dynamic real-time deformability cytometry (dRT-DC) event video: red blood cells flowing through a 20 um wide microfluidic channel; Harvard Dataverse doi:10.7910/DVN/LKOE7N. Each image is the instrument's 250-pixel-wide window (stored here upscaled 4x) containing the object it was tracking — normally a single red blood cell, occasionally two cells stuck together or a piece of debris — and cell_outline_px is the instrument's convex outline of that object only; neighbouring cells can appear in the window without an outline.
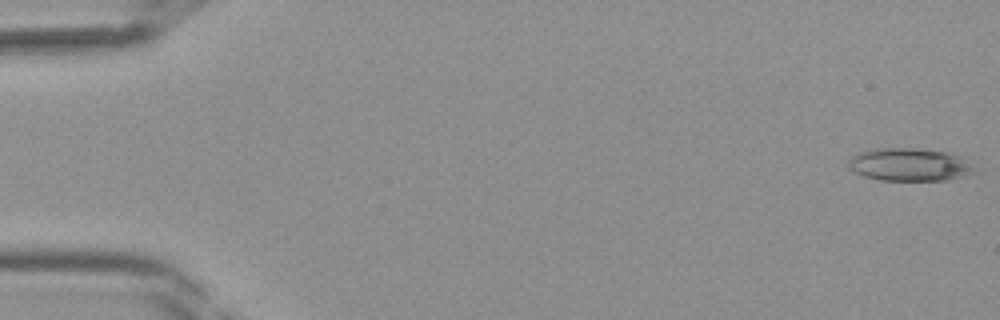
{"species": "Egyptian fruit bat (a non-hibernating species)", "species_latin": "Rousettus aegyptiacus", "temperature_condition": "room temperature", "stored_images_in_passage": 43, "camera_frame_rate_fps": 3000, "um_per_image_px": 0.085, "frame": {"image": 1, "passage_image": 1, "time_ms": 0.0, "image_size_px": [1000, 320], "cell_outline_px": [[976, 168], [972, 172], [964, 176], [944, 180], [880, 180], [864, 176], [848, 168], [848, 160], [852, 156], [860, 152], [876, 148], [916, 148], [948, 152], [964, 156]], "centroid_in_image_um": [77.33, 13.98], "position_along_channel_um": 7.7, "area_um2": 24.28}}
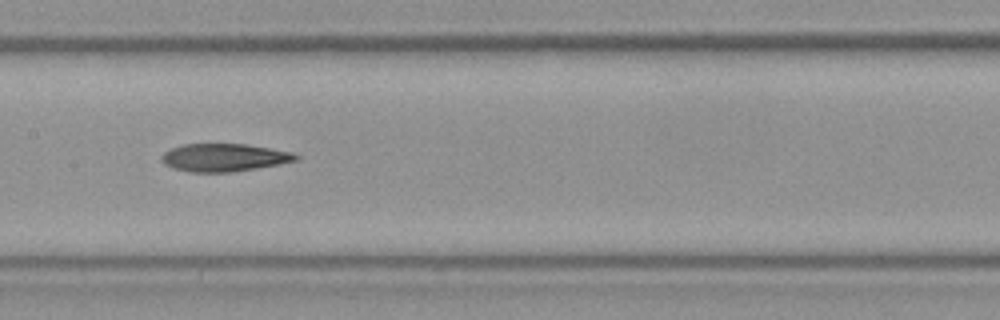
{"frame": {"image": 2, "passage_image": 21, "time_ms": 6.667, "image_size_px": [1000, 320], "cell_outline_px": [[300, 160], [280, 164], [256, 168], [228, 172], [188, 172], [172, 168], [164, 164], [160, 160], [160, 156], [164, 152], [172, 148], [184, 144], [244, 144], [292, 152], [300, 156]], "centroid_in_image_um": [19.03, 13.39], "position_along_channel_um": 188.4, "area_um2": 21.79}}
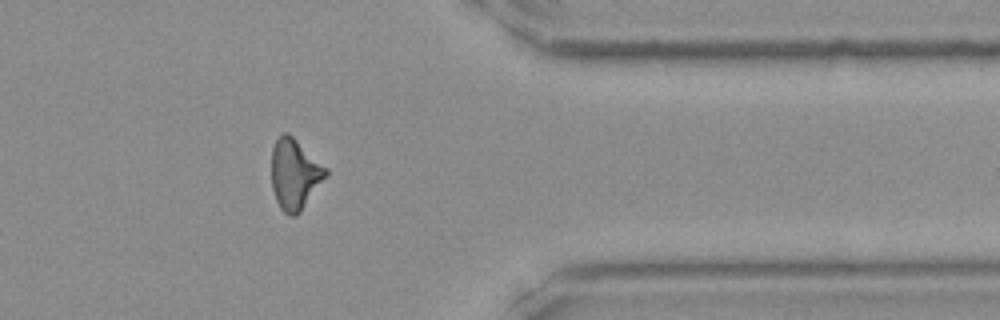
{"frame": {"image": 3, "passage_image": 34, "time_ms": 11.0, "image_size_px": [1000, 320], "cell_outline_px": [[328, 176], [300, 212], [296, 216], [288, 216], [280, 208], [276, 200], [272, 188], [272, 148], [276, 140], [284, 132], [288, 132], [328, 168]], "centroid_in_image_um": [25.07, 14.82], "position_along_channel_um": 386.3, "area_um2": 22.48}}